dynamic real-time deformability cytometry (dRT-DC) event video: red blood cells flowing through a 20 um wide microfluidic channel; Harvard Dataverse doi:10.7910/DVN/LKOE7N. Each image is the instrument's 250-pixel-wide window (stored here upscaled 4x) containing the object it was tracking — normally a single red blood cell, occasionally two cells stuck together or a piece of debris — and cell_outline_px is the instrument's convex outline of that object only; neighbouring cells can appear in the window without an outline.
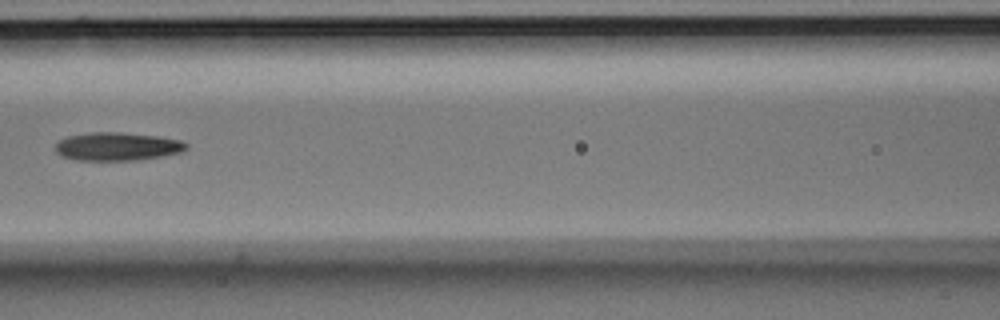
{"species": "Egyptian fruit bat (a non-hibernating species)", "species_latin": "Rousettus aegyptiacus", "temperature_condition": "room temperature", "stored_images_in_passage": 8, "camera_frame_rate_fps": 3000, "um_per_image_px": 0.085, "animal": {"sex": "male"}, "frame": {"image": 1, "passage_image": 8, "time_ms": 2.333, "image_size_px": [1000, 320], "cell_outline_px": [[188, 148], [180, 152], [160, 156], [136, 160], [76, 160], [60, 156], [56, 152], [56, 144], [60, 140], [68, 136], [88, 132], [120, 132], [156, 136], [180, 140], [188, 144]], "centroid_in_image_um": [9.94, 12.45], "position_along_channel_um": 156.7, "area_um2": 21.44}}